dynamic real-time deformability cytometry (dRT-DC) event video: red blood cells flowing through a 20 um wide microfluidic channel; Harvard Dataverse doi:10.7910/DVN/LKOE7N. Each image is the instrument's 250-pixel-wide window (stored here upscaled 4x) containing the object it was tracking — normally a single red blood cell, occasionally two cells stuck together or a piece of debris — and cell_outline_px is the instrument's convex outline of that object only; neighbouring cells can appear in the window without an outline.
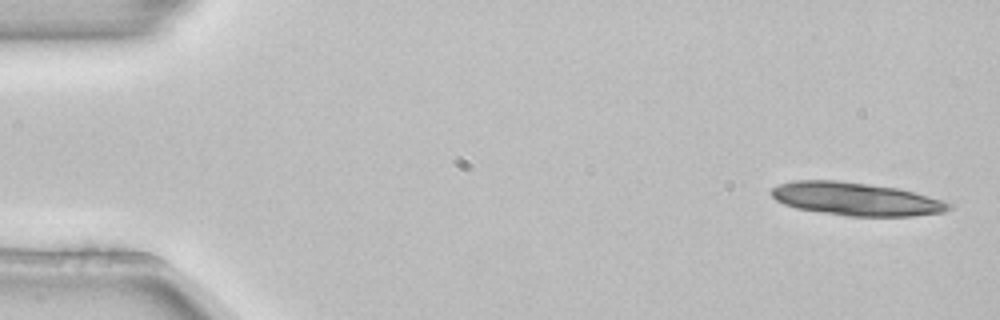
{"species": "common noctule bat (a hibernating species)", "species_latin": "Nyctalus noctula", "temperature_condition": "room temperature", "stored_images_in_passage": 4, "camera_frame_rate_fps": 3000, "um_per_image_px": 0.085, "animal": {"sex": "female", "body_mass_g": 22.7, "forearm_length_mm": 54.2}, "frame": {"image": 1, "passage_image": 1, "time_ms": 0.0, "image_size_px": [1000, 320], "cell_outline_px": [[956, 204], [952, 208], [944, 212], [912, 216], [848, 216], [796, 208], [784, 204], [776, 200], [772, 196], [772, 188], [780, 184], [796, 180], [836, 180], [900, 188]], "centroid_in_image_um": [72.81, 16.91], "position_along_channel_um": 12.2, "area_um2": 34.16}}